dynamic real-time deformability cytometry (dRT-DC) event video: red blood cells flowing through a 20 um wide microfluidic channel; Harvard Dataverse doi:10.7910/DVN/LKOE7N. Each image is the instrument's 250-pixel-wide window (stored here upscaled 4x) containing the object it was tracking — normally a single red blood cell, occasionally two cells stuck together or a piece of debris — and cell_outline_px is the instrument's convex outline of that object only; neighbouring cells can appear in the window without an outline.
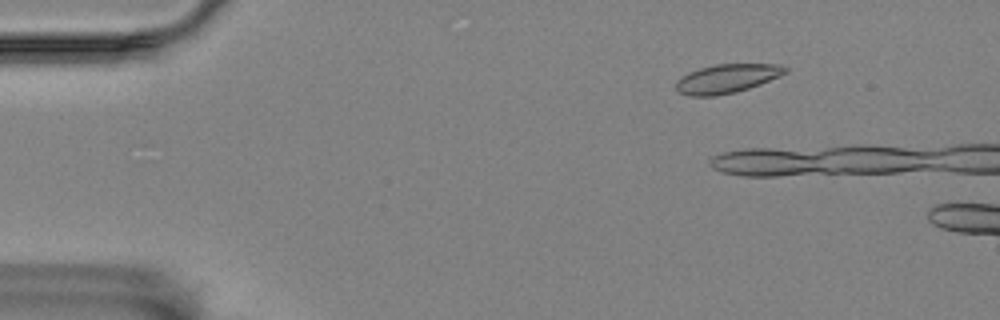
{"species": "Egyptian fruit bat (a non-hibernating species)", "species_latin": "Rousettus aegyptiacus", "temperature_condition": "room temperature", "stored_images_in_passage": 4, "camera_frame_rate_fps": 3000, "um_per_image_px": 0.085, "animal": {"sex": "female"}, "frame": {"image": 1, "passage_image": 2, "time_ms": 2.0, "image_size_px": [1000, 320], "cell_outline_px": [[788, 72], [780, 76], [760, 84], [736, 92], [716, 96], [688, 96], [680, 92], [676, 88], [676, 80], [680, 76], [688, 72], [700, 68], [716, 64], [780, 64], [788, 68]], "centroid_in_image_um": [61.78, 6.68], "position_along_channel_um": 23.2, "area_um2": 18.5}}